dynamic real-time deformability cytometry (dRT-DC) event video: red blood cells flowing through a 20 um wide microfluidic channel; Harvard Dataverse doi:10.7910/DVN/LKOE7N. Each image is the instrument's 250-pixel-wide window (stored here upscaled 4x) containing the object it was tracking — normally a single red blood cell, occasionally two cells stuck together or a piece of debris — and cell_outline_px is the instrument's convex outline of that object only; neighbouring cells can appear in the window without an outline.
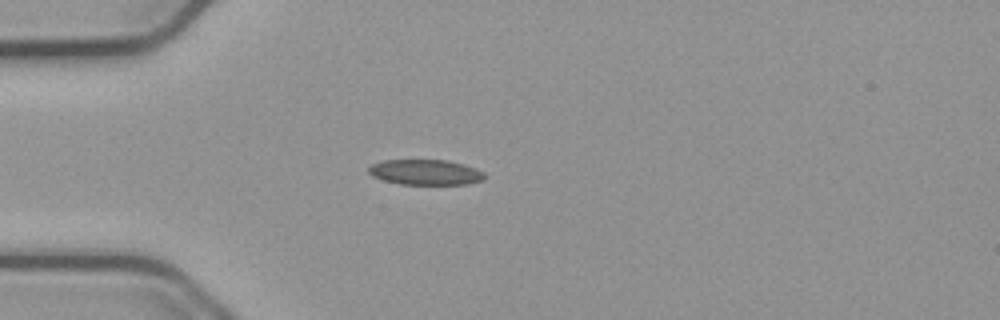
{"species": "common noctule bat (a hibernating species)", "species_latin": "Nyctalus noctula", "temperature_condition": "cold", "stored_images_in_passage": 53, "camera_frame_rate_fps": 3000, "um_per_image_px": 0.085, "animal": {"sex": "male", "body_mass_g": 23.1, "forearm_length_mm": 52.7}, "frame": {"image": 1, "passage_image": 14, "time_ms": 4.333, "image_size_px": [1000, 320], "cell_outline_px": [[484, 180], [468, 184], [400, 184], [384, 180], [372, 176], [368, 172], [368, 168], [372, 164], [384, 160], [448, 160], [464, 164], [476, 168], [484, 172]], "centroid_in_image_um": [36.18, 14.63], "position_along_channel_um": 48.8, "area_um2": 17.17}}
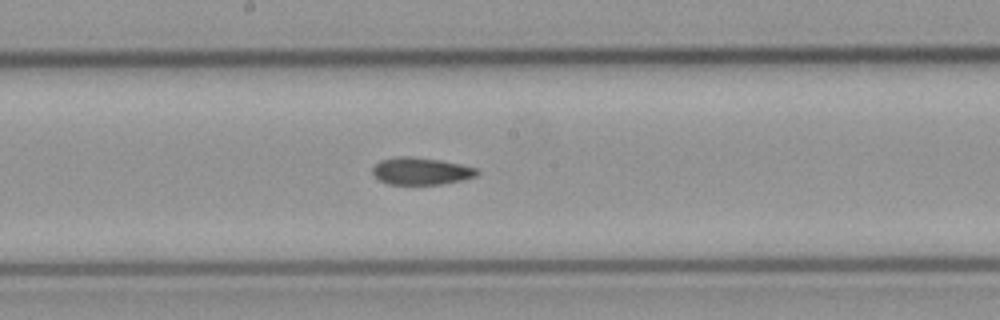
{"frame": {"image": 2, "passage_image": 28, "time_ms": 9.0, "image_size_px": [1000, 320], "cell_outline_px": [[480, 172], [476, 176], [464, 180], [440, 184], [388, 184], [380, 180], [372, 172], [372, 168], [380, 160], [396, 156], [412, 156], [440, 160], [460, 164], [476, 168]], "centroid_in_image_um": [35.79, 14.53], "position_along_channel_um": 212.4, "area_um2": 16.59}}
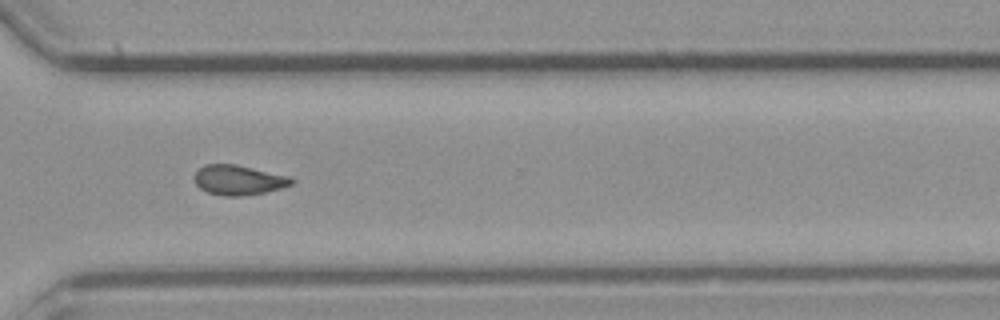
{"frame": {"image": 3, "passage_image": 39, "time_ms": 12.667, "image_size_px": [1000, 320], "cell_outline_px": [[296, 180], [292, 184], [268, 192], [240, 196], [224, 196], [208, 192], [200, 188], [196, 184], [196, 172], [200, 168], [208, 164], [236, 164], [288, 176]], "centroid_in_image_um": [20.31, 15.31], "position_along_channel_um": 350.3, "area_um2": 16.7}, "authors_computed_cell_mechanics": {"area_um2": 17.051, "velocity_mm_per_s": 3.7768, "shape_relaxation_time_tau1_ms": null, "shape_relaxation_time_tau2_ms": 3.8958, "deformation_change_tau1": null, "deformation_change_tau2": 0.1093}}